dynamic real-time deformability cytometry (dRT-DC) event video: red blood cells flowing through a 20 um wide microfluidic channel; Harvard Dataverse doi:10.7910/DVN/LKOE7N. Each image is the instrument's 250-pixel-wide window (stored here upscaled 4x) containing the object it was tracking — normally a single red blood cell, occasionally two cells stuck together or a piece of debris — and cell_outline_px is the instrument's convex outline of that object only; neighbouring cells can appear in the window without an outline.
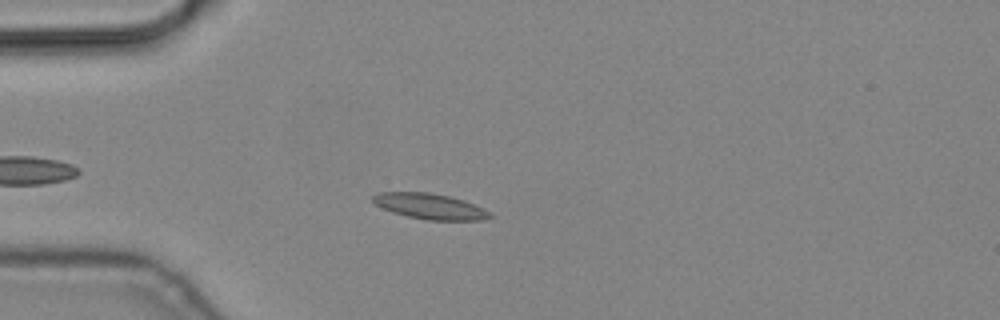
{"species": "common noctule bat (a hibernating species)", "species_latin": "Nyctalus noctula", "temperature_condition": "cold", "stored_images_in_passage": 4, "camera_frame_rate_fps": 3000, "um_per_image_px": 0.085, "animal": {"sex": "male", "body_mass_g": 19.2, "forearm_length_mm": 51.8}, "frame": {"image": 1, "passage_image": 4, "time_ms": 1.0, "image_size_px": [1000, 320], "cell_outline_px": [[492, 216], [480, 220], [428, 220], [408, 216], [392, 212], [376, 204], [372, 200], [372, 196], [376, 192], [432, 192], [464, 200], [488, 212]], "centroid_in_image_um": [36.48, 17.52], "position_along_channel_um": 48.5, "area_um2": 17.17}}